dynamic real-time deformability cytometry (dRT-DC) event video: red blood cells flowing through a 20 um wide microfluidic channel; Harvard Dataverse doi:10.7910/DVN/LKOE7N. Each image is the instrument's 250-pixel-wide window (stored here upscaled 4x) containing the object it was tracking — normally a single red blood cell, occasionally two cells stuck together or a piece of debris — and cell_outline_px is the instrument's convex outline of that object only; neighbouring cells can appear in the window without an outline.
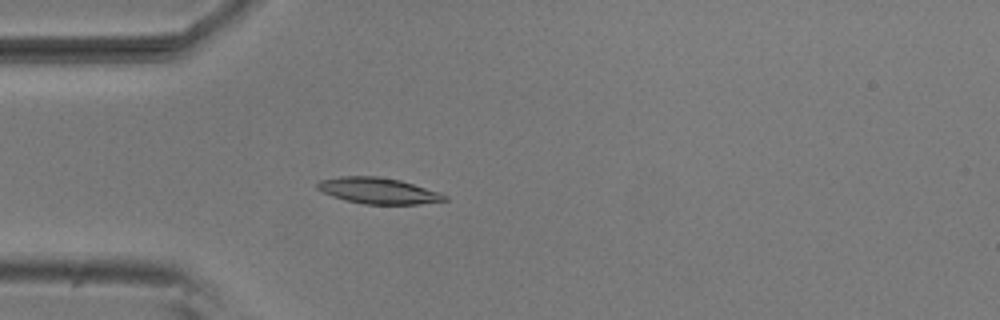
{"species": "common noctule bat (a hibernating species)", "species_latin": "Nyctalus noctula", "temperature_condition": "room temperature", "stored_images_in_passage": 53, "camera_frame_rate_fps": 3000, "um_per_image_px": 0.085, "animal": {"sex": "male", "body_mass_g": 20.5, "forearm_length_mm": 52.5}, "frame": {"image": 1, "passage_image": 15, "time_ms": 4.667, "image_size_px": [1000, 320], "cell_outline_px": [[448, 200], [420, 204], [364, 204], [344, 200], [332, 196], [316, 188], [316, 184], [320, 180], [340, 176], [376, 176], [400, 180], [440, 192], [448, 196]], "centroid_in_image_um": [32.16, 16.21], "position_along_channel_um": 52.8, "area_um2": 19.36}}
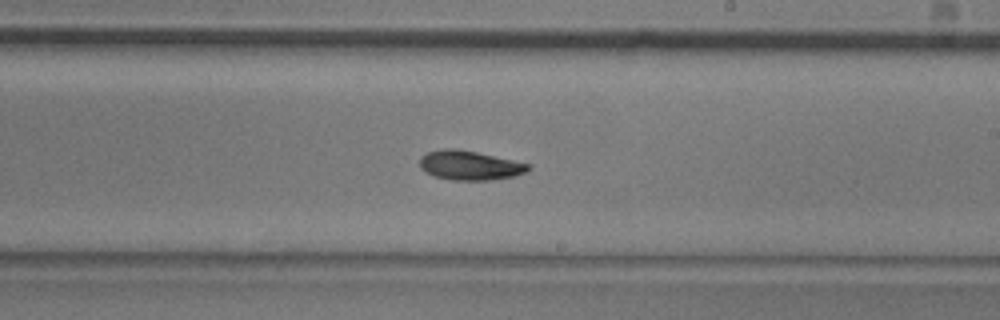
{"frame": {"image": 2, "passage_image": 31, "time_ms": 10.0, "image_size_px": [1000, 320], "cell_outline_px": [[532, 168], [528, 172], [516, 176], [492, 180], [452, 180], [436, 176], [420, 168], [420, 156], [428, 152], [444, 148], [456, 148], [476, 152], [532, 164]], "centroid_in_image_um": [39.99, 14.05], "position_along_channel_um": 249.0, "area_um2": 18.67}}
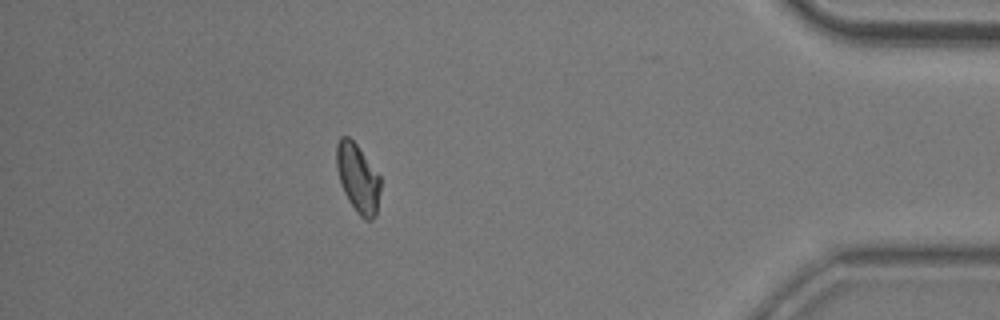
{"frame": {"image": 3, "passage_image": 47, "time_ms": 15.333, "image_size_px": [1000, 320], "cell_outline_px": [[380, 192], [376, 216], [372, 220], [364, 220], [356, 212], [348, 200], [340, 184], [336, 168], [336, 144], [340, 136], [348, 136], [356, 144], [380, 176]], "centroid_in_image_um": [30.4, 15.16], "position_along_channel_um": 404.8, "area_um2": 17.74}, "authors_computed_cell_mechanics": {"area_um2": 18.0914, "velocity_mm_per_s": 3.7984, "shape_relaxation_time_tau1_ms": 10.2554, "shape_relaxation_time_tau2_ms": 7.9196, "deformation_change_tau1": 0.2071, "deformation_change_tau2": 0.1194}}